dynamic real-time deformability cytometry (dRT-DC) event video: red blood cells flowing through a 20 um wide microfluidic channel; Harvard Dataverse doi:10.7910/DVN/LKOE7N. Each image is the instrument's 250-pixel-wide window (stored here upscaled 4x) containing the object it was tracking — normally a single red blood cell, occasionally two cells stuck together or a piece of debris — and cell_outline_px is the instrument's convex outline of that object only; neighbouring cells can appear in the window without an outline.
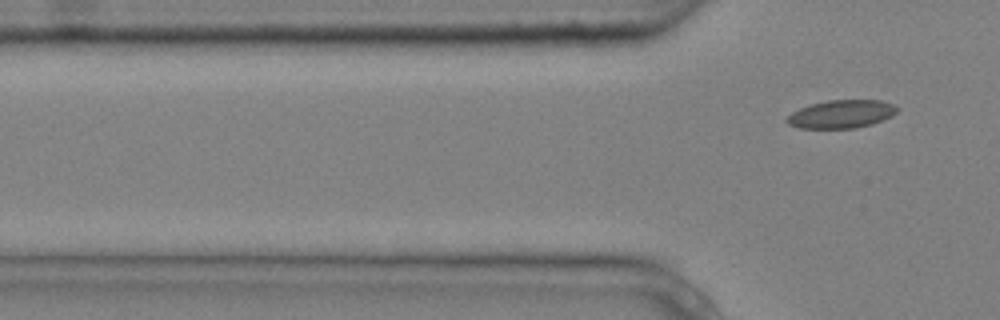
{"species": "common noctule bat (a hibernating species)", "species_latin": "Nyctalus noctula", "temperature_condition": "cold", "stored_images_in_passage": 6, "segment_of_instrument_passage": [2, 2], "camera_frame_rate_fps": 3000, "um_per_image_px": 0.085, "animal": {"sex": "male", "body_mass_g": 20.4}, "frame": {"image": 1, "passage_image": 6, "time_ms": 1.667, "image_size_px": [1000, 320], "cell_outline_px": [[900, 108], [892, 116], [872, 124], [856, 128], [800, 128], [788, 124], [784, 120], [792, 112], [800, 108], [812, 104], [828, 100], [880, 100], [892, 104]], "centroid_in_image_um": [71.52, 9.7], "position_along_channel_um": 54.3, "area_um2": 18.03}}